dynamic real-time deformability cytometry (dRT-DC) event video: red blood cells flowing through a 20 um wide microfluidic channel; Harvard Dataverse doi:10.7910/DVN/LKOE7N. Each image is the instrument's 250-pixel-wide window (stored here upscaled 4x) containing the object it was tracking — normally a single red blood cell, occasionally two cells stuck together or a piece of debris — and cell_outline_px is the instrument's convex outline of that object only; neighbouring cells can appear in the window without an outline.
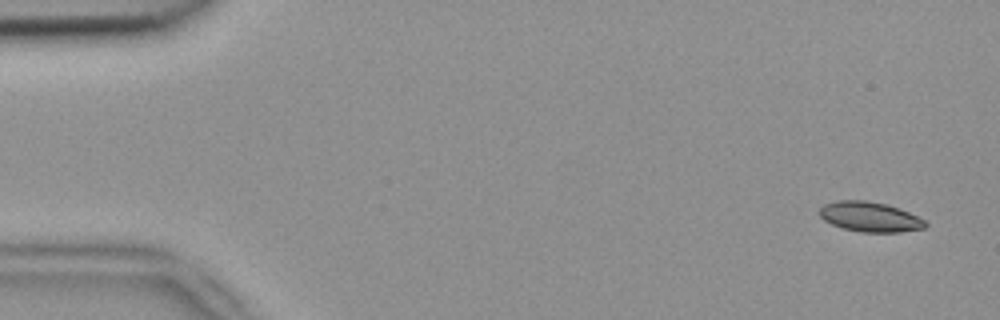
{"species": "common noctule bat (a hibernating species)", "species_latin": "Nyctalus noctula", "temperature_condition": "room temperature", "stored_images_in_passage": 6, "camera_frame_rate_fps": 3000, "um_per_image_px": 0.085, "animal": {"sex": "female", "body_mass_g": 18.4}, "frame": {"image": 1, "passage_image": 1, "time_ms": 0.0, "image_size_px": [1000, 320], "cell_outline_px": [[928, 224], [924, 228], [900, 232], [860, 232], [844, 228], [832, 224], [824, 220], [820, 216], [820, 208], [824, 204], [836, 200], [864, 200], [888, 204], [900, 208], [924, 220]], "centroid_in_image_um": [73.94, 18.42], "position_along_channel_um": 11.1, "area_um2": 18.44}}
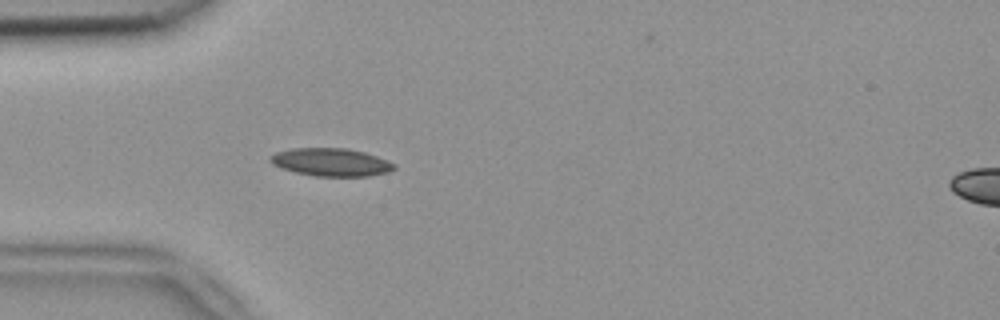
{"frame": {"image": 2, "passage_image": 5, "time_ms": 1.333, "image_size_px": [1000, 320], "cell_outline_px": [[396, 168], [388, 172], [368, 176], [316, 176], [296, 172], [280, 168], [272, 164], [268, 160], [268, 156], [276, 152], [292, 148], [348, 148], [364, 152], [376, 156], [396, 164]], "centroid_in_image_um": [28.11, 13.78], "position_along_channel_um": 56.9, "area_um2": 20.23}}